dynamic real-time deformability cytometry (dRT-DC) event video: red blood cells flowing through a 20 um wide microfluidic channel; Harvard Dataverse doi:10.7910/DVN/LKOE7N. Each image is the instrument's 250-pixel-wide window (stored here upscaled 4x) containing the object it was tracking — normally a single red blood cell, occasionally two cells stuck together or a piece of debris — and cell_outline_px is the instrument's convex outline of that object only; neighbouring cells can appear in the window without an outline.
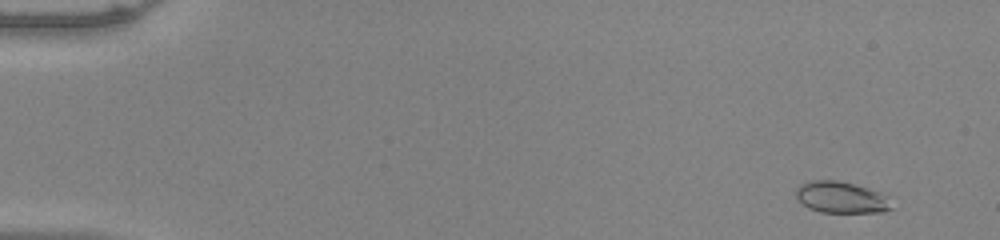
{"species": "common noctule bat (a hibernating species)", "species_latin": "Nyctalus noctula", "temperature_condition": "warm", "stored_images_in_passage": 53, "camera_frame_rate_fps": 3000, "um_per_image_px": 0.085, "animal": {"sex": "male", "body_mass_g": 20.0, "forearm_length_mm": 53.3}, "frame": {"image": 1, "passage_image": 4, "time_ms": 1.0, "image_size_px": [1000, 240], "cell_outline_px": [[892, 208], [884, 212], [820, 212], [808, 208], [796, 200], [796, 188], [800, 184], [808, 180], [836, 180], [868, 188], [880, 192], [888, 196]], "centroid_in_image_um": [71.46, 16.77], "position_along_channel_um": 13.5, "area_um2": 17.69}}
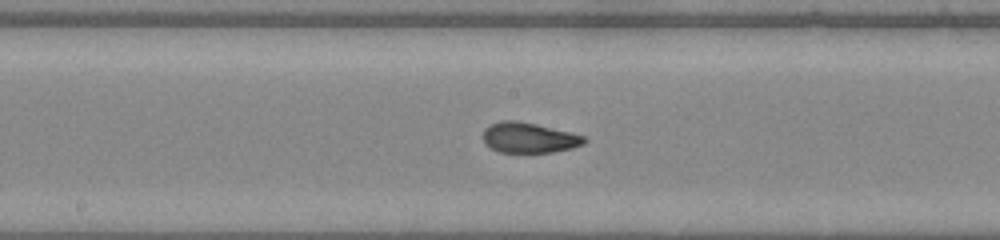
{"frame": {"image": 2, "passage_image": 29, "time_ms": 9.333, "image_size_px": [1000, 240], "cell_outline_px": [[588, 140], [584, 144], [572, 148], [552, 152], [500, 152], [492, 148], [484, 140], [484, 128], [500, 120], [516, 120], [536, 124], [584, 136]], "centroid_in_image_um": [44.98, 11.7], "position_along_channel_um": 203.2, "area_um2": 17.63}}
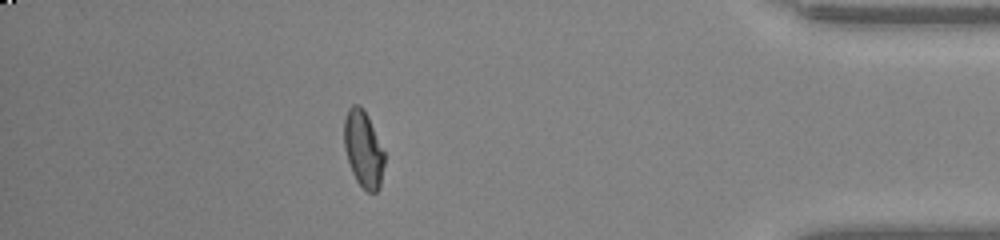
{"frame": {"image": 3, "passage_image": 47, "time_ms": 15.333, "image_size_px": [1000, 240], "cell_outline_px": [[384, 164], [380, 188], [376, 192], [368, 192], [356, 180], [352, 172], [344, 148], [344, 120], [348, 108], [352, 104], [360, 104], [364, 108], [368, 116], [384, 152]], "centroid_in_image_um": [30.88, 12.64], "position_along_channel_um": 404.3, "area_um2": 17.98}, "authors_computed_cell_mechanics": {"area_um2": 17.8602, "velocity_mm_per_s": 4.001, "shape_relaxation_time_tau1_ms": null, "shape_relaxation_time_tau2_ms": 0.9, "deformation_change_tau1": null, "deformation_change_tau2": 0.0575}}